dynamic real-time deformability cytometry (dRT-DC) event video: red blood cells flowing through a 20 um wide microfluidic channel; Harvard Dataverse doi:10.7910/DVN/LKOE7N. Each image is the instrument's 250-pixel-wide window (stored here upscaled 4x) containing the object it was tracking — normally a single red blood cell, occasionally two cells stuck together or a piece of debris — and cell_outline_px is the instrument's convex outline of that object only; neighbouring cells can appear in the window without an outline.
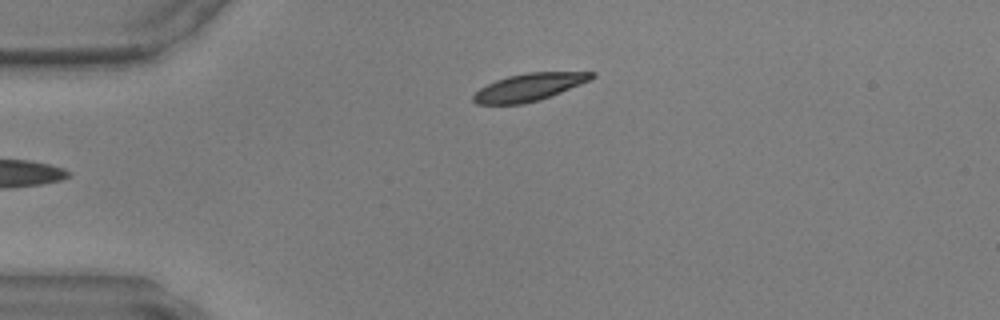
{"species": "common noctule bat (a hibernating species)", "species_latin": "Nyctalus noctula", "temperature_condition": "warm", "stored_images_in_passage": 38, "camera_frame_rate_fps": 3000, "um_per_image_px": 0.085, "animal": {"sex": "male", "body_mass_g": 17.9, "forearm_length_mm": 54.2}, "frame": {"image": 1, "passage_image": 1, "time_ms": 0.0, "image_size_px": [1000, 320], "cell_outline_px": [[596, 76], [592, 80], [540, 100], [524, 104], [476, 104], [472, 100], [472, 96], [480, 88], [496, 80], [508, 76], [528, 72], [596, 72]], "centroid_in_image_um": [45.0, 7.41], "position_along_channel_um": 40.0, "area_um2": 19.02}}
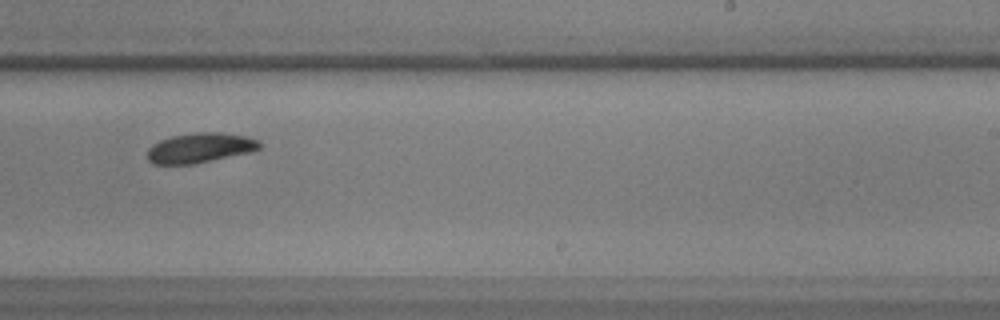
{"frame": {"image": 2, "passage_image": 20, "time_ms": 6.333, "image_size_px": [1000, 320], "cell_outline_px": [[260, 148], [252, 152], [192, 164], [152, 164], [148, 160], [148, 148], [152, 144], [160, 140], [172, 136], [200, 132], [220, 132], [248, 136], [260, 140]], "centroid_in_image_um": [17.02, 12.56], "position_along_channel_um": 272.0, "area_um2": 19.59}}
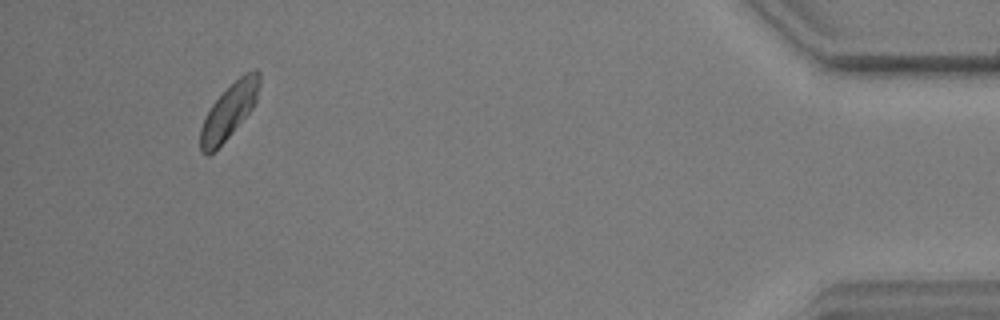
{"frame": {"image": 3, "passage_image": 35, "time_ms": 11.333, "image_size_px": [1000, 320], "cell_outline_px": [[260, 84], [256, 100], [252, 108], [228, 136], [208, 156], [200, 152], [200, 128], [212, 104], [244, 72], [256, 68], [260, 72]], "centroid_in_image_um": [19.48, 9.41], "position_along_channel_um": 415.7, "area_um2": 18.32}}